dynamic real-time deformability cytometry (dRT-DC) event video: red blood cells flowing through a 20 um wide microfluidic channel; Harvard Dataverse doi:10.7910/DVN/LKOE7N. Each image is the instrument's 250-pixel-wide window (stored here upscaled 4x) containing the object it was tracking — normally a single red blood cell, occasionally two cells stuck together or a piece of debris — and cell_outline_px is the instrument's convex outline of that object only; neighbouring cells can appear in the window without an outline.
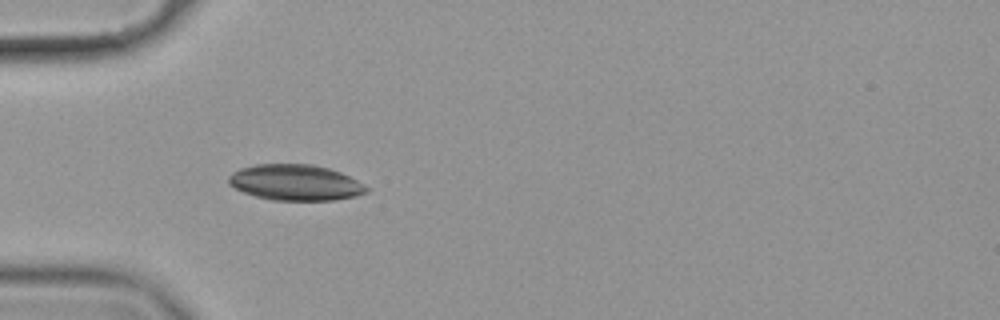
{"species": "common noctule bat (a hibernating species)", "species_latin": "Nyctalus noctula", "temperature_condition": "cold", "stored_images_in_passage": 26, "camera_frame_rate_fps": 3000, "um_per_image_px": 0.085, "animal": {"sex": "female", "body_mass_g": 19.9}, "frame": {"image": 1, "passage_image": 5, "time_ms": 1.333, "image_size_px": [1000, 320], "cell_outline_px": [[368, 192], [356, 196], [336, 200], [272, 200], [256, 196], [244, 192], [228, 184], [228, 176], [232, 172], [240, 168], [256, 164], [312, 164], [328, 168], [340, 172], [364, 184], [368, 188]], "centroid_in_image_um": [25.1, 15.51], "position_along_channel_um": 59.9, "area_um2": 28.78}}